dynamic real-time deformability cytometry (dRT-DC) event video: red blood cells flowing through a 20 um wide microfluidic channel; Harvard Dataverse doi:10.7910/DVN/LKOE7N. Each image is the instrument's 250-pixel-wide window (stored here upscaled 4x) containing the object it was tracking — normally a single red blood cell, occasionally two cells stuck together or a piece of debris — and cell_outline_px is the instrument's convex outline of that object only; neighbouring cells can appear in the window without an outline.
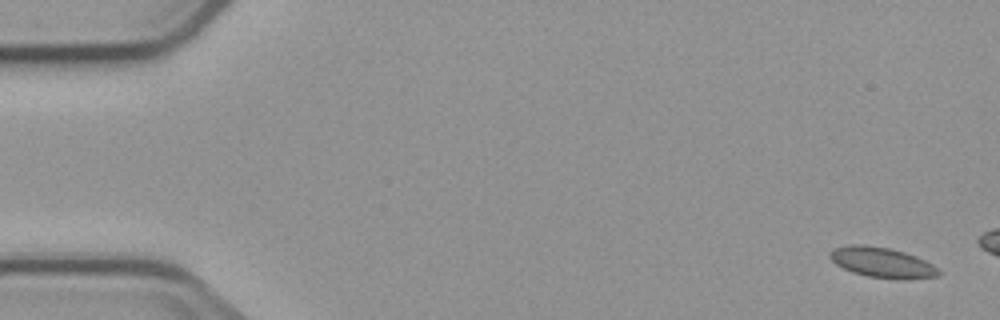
{"species": "common noctule bat (a hibernating species)", "species_latin": "Nyctalus noctula", "temperature_condition": "cold", "stored_images_in_passage": 7, "camera_frame_rate_fps": 3000, "um_per_image_px": 0.085, "animal": {"sex": "male", "body_mass_g": 23.1, "forearm_length_mm": 52.7}, "frame": {"image": 1, "passage_image": 7, "time_ms": 8.0, "image_size_px": [1000, 320], "cell_outline_px": [[940, 276], [908, 280], [896, 280], [868, 276], [852, 272], [836, 264], [828, 256], [828, 252], [836, 248], [852, 244], [864, 244], [888, 248], [904, 252], [916, 256], [932, 264], [940, 272]], "centroid_in_image_um": [74.99, 22.32], "position_along_channel_um": 10.0, "area_um2": 19.31}}